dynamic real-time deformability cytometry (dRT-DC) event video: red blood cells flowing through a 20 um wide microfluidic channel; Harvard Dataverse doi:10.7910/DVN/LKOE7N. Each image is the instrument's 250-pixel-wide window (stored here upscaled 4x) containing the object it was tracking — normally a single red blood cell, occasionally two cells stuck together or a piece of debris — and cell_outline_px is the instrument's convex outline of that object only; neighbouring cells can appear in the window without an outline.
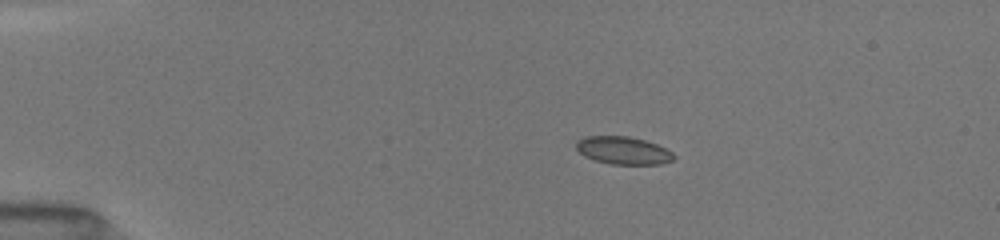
{"species": "common noctule bat (a hibernating species)", "species_latin": "Nyctalus noctula", "temperature_condition": "room temperature", "stored_images_in_passage": 24, "camera_frame_rate_fps": 3000, "um_per_image_px": 0.085, "animal": {"sex": "female", "body_mass_g": 19.5, "forearm_length_mm": 54.1}, "frame": {"image": 1, "passage_image": 1, "time_ms": 0.0, "image_size_px": [1000, 240], "cell_outline_px": [[676, 156], [672, 160], [660, 164], [612, 164], [596, 160], [584, 156], [576, 148], [576, 140], [584, 136], [628, 136], [644, 140], [656, 144], [672, 152]], "centroid_in_image_um": [52.95, 12.78], "position_along_channel_um": 32.0, "area_um2": 15.66}}
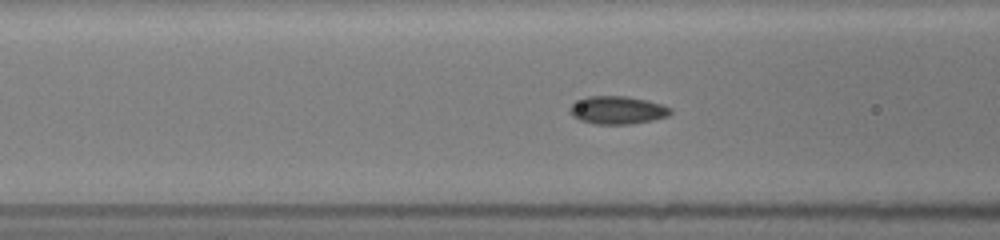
{"frame": {"image": 2, "passage_image": 13, "time_ms": 3.667, "image_size_px": [1000, 240], "cell_outline_px": [[672, 112], [668, 116], [652, 120], [632, 124], [592, 124], [580, 120], [572, 116], [568, 112], [568, 108], [572, 104], [588, 96], [628, 96], [648, 100], [672, 108]], "centroid_in_image_um": [52.47, 9.36], "position_along_channel_um": 114.1, "area_um2": 16.53}}
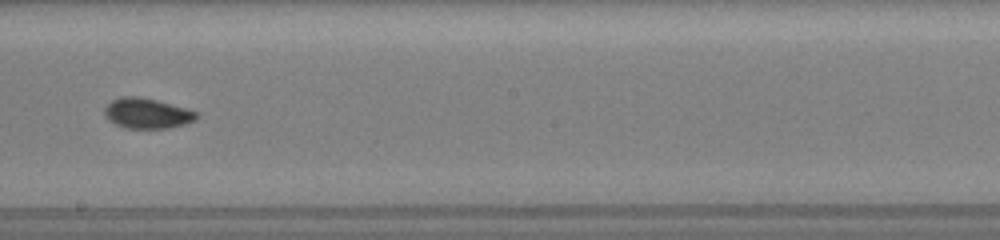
{"frame": {"image": 3, "passage_image": 23, "time_ms": 6.667, "image_size_px": [1000, 240], "cell_outline_px": [[200, 116], [196, 120], [184, 124], [168, 128], [124, 128], [108, 120], [104, 116], [104, 108], [112, 100], [120, 96], [140, 96], [188, 108], [200, 112]], "centroid_in_image_um": [12.53, 9.62], "position_along_channel_um": 235.7, "area_um2": 16.53}}